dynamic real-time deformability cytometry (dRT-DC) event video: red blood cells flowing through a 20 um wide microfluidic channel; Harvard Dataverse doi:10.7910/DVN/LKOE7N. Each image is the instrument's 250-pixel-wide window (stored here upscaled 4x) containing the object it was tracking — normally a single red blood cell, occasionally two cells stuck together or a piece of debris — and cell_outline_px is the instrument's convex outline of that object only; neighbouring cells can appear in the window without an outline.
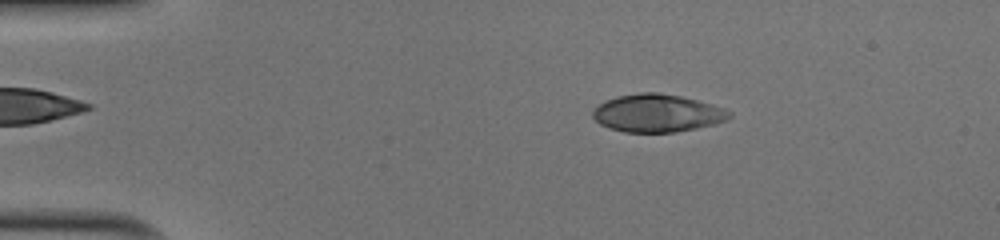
{"species": "human", "species_latin": "Homo sapiens", "temperature_condition": "cold", "stored_images_in_passage": 50, "camera_frame_rate_fps": 3000, "um_per_image_px": 0.085, "donor": {"sex": "male"}, "frame": {"image": 1, "passage_image": 9, "time_ms": 2.667, "image_size_px": [1000, 240], "cell_outline_px": [[732, 116], [728, 120], [696, 128], [676, 132], [624, 132], [608, 128], [600, 124], [592, 116], [592, 112], [600, 104], [616, 96], [640, 92], [656, 92], [680, 96], [712, 104], [724, 108], [732, 112]], "centroid_in_image_um": [55.88, 9.62], "position_along_channel_um": 29.1, "area_um2": 30.0}}
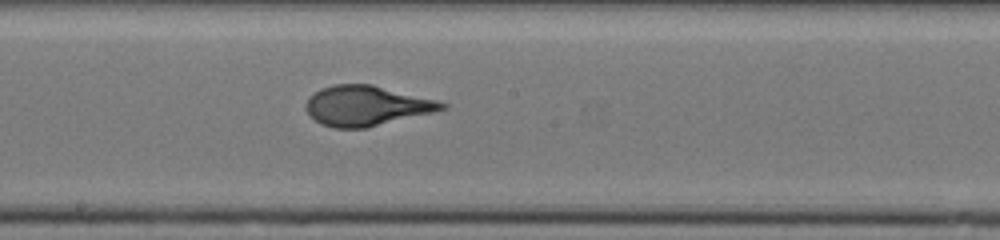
{"frame": {"image": 2, "passage_image": 28, "time_ms": 9.0, "image_size_px": [1000, 240], "cell_outline_px": [[448, 108], [368, 128], [332, 128], [320, 124], [304, 108], [304, 104], [308, 96], [320, 88], [336, 84], [372, 84], [436, 100], [448, 104]], "centroid_in_image_um": [31.1, 8.99], "position_along_channel_um": 217.1, "area_um2": 31.79}}
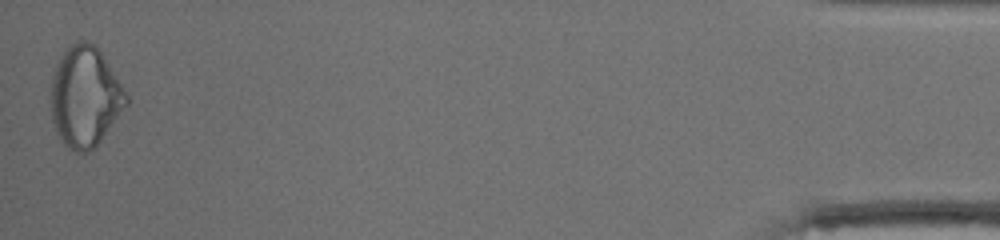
{"frame": {"image": 3, "passage_image": 50, "time_ms": 16.333, "image_size_px": [1000, 240], "cell_outline_px": [[128, 104], [96, 148], [88, 152], [76, 152], [68, 148], [64, 144], [56, 132], [52, 120], [52, 76], [56, 64], [60, 56], [76, 40], [88, 40], [100, 52], [124, 88], [128, 96]], "centroid_in_image_um": [7.24, 8.26], "position_along_channel_um": 428.0, "area_um2": 43.93}}